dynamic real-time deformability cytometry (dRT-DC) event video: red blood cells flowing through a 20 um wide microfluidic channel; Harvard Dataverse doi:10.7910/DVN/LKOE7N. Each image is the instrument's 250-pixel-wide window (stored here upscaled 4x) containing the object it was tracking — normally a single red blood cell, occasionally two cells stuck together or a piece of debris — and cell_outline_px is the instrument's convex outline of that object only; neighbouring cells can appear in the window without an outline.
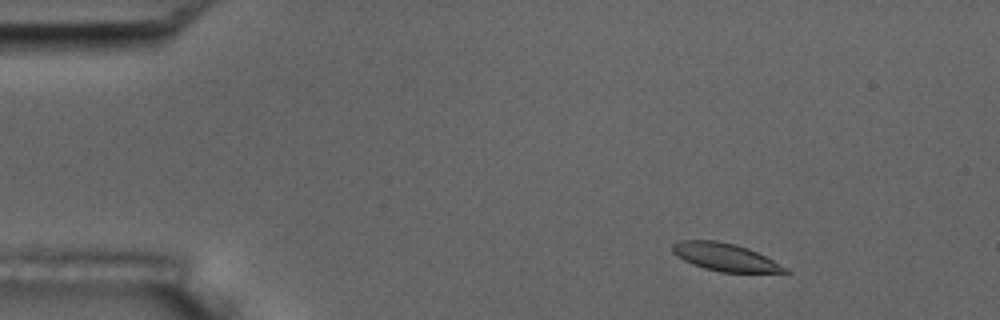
{"species": "common noctule bat (a hibernating species)", "species_latin": "Nyctalus noctula", "temperature_condition": "room temperature", "stored_images_in_passage": 6, "camera_frame_rate_fps": 3000, "um_per_image_px": 0.085, "animal": {"sex": "male", "body_mass_g": 17.5, "forearm_length_mm": 52.3}, "frame": {"image": 1, "passage_image": 2, "time_ms": 1.333, "image_size_px": [1000, 320], "cell_outline_px": [[792, 272], [720, 272], [704, 268], [692, 264], [676, 256], [672, 252], [672, 244], [680, 240], [716, 240], [736, 244], [748, 248], [788, 268]], "centroid_in_image_um": [61.59, 21.84], "position_along_channel_um": 23.4, "area_um2": 18.09}}
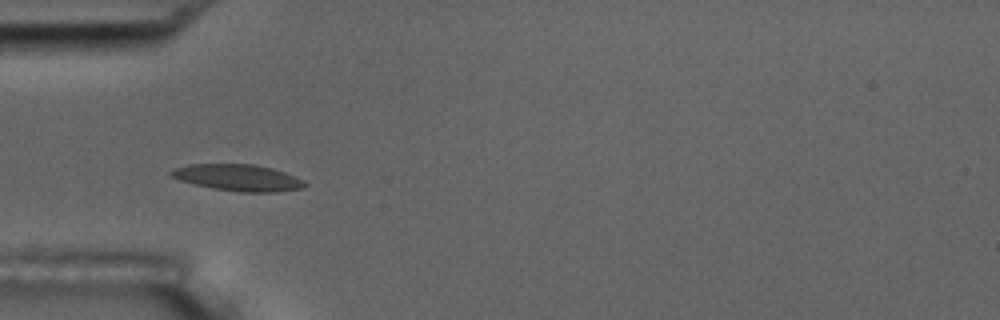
{"frame": {"image": 2, "passage_image": 5, "time_ms": 4.667, "image_size_px": [1000, 320], "cell_outline_px": [[308, 184], [304, 188], [276, 192], [240, 192], [212, 188], [180, 180], [172, 176], [168, 172], [176, 168], [188, 164], [252, 164], [272, 168], [284, 172], [304, 180]], "centroid_in_image_um": [20.27, 15.1], "position_along_channel_um": 64.7, "area_um2": 20.58}}